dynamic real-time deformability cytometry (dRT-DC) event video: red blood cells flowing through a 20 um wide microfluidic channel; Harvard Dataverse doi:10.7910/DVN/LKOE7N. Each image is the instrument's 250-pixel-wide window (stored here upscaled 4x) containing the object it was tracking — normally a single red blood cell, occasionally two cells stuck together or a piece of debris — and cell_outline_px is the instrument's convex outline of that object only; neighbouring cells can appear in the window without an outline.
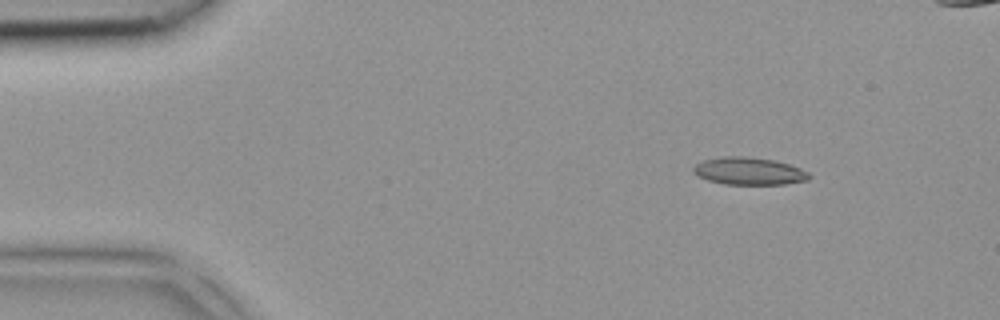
{"species": "common noctule bat (a hibernating species)", "species_latin": "Nyctalus noctula", "temperature_condition": "room temperature", "stored_images_in_passage": 3, "camera_frame_rate_fps": 3000, "um_per_image_px": 0.085, "animal": {"sex": "female", "body_mass_g": 18.4}, "frame": {"image": 1, "passage_image": 1, "time_ms": 0.0, "image_size_px": [1000, 320], "cell_outline_px": [[812, 176], [808, 180], [784, 184], [724, 184], [708, 180], [696, 176], [692, 172], [692, 168], [696, 164], [704, 160], [724, 156], [744, 156], [772, 160], [788, 164], [800, 168], [808, 172]], "centroid_in_image_um": [63.64, 14.55], "position_along_channel_um": 21.4, "area_um2": 18.5}}